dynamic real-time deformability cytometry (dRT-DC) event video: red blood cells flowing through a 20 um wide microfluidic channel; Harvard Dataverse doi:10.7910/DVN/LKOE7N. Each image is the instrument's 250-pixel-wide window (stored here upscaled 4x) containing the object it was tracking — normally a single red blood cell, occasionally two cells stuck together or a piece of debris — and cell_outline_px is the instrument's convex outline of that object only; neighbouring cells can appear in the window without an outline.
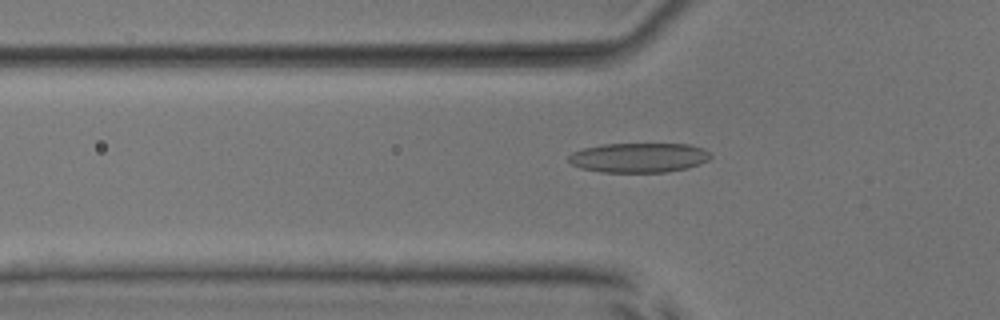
{"species": "common noctule bat (a hibernating species)", "species_latin": "Nyctalus noctula", "temperature_condition": "room temperature", "stored_images_in_passage": 48, "camera_frame_rate_fps": 3000, "um_per_image_px": 0.085, "animal": {"sex": "male", "body_mass_g": 17.9, "forearm_length_mm": 54.2}, "frame": {"image": 1, "passage_image": 18, "time_ms": 5.667, "image_size_px": [1000, 320], "cell_outline_px": [[712, 156], [708, 160], [700, 164], [688, 168], [668, 172], [600, 172], [580, 168], [572, 164], [568, 160], [568, 156], [572, 152], [584, 148], [600, 144], [688, 144], [704, 148]], "centroid_in_image_um": [54.3, 13.4], "position_along_channel_um": 71.5, "area_um2": 24.68}}
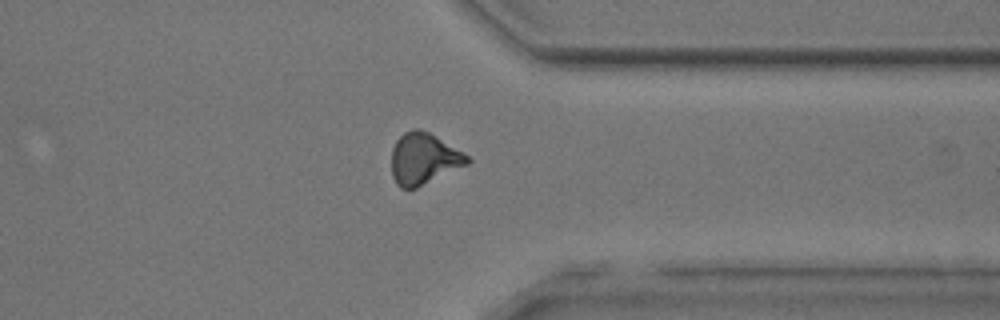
{"frame": {"image": 2, "passage_image": 41, "time_ms": 13.333, "image_size_px": [1000, 320], "cell_outline_px": [[472, 160], [468, 164], [416, 188], [400, 188], [396, 184], [392, 176], [392, 148], [396, 140], [404, 132], [412, 128], [420, 128], [428, 132], [468, 156]], "centroid_in_image_um": [35.98, 13.49], "position_along_channel_um": 375.4, "area_um2": 22.48}}
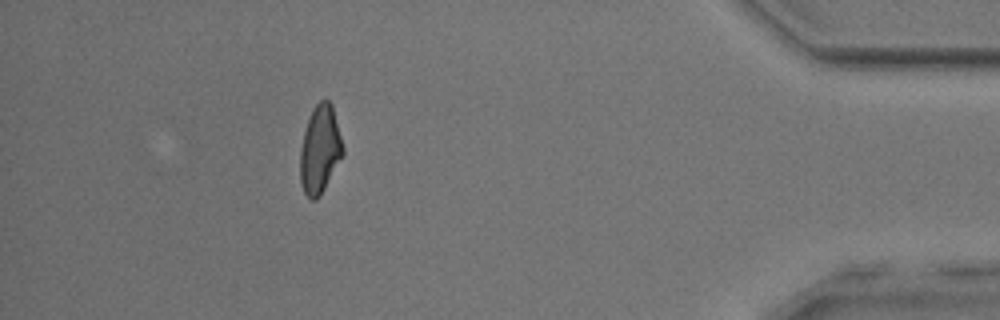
{"frame": {"image": 3, "passage_image": 47, "time_ms": 15.333, "image_size_px": [1000, 320], "cell_outline_px": [[344, 152], [320, 196], [316, 200], [312, 200], [304, 192], [300, 184], [300, 148], [304, 132], [312, 108], [320, 100], [328, 100], [332, 104], [344, 148]], "centroid_in_image_um": [27.18, 12.7], "position_along_channel_um": 408.0, "area_um2": 21.79}}